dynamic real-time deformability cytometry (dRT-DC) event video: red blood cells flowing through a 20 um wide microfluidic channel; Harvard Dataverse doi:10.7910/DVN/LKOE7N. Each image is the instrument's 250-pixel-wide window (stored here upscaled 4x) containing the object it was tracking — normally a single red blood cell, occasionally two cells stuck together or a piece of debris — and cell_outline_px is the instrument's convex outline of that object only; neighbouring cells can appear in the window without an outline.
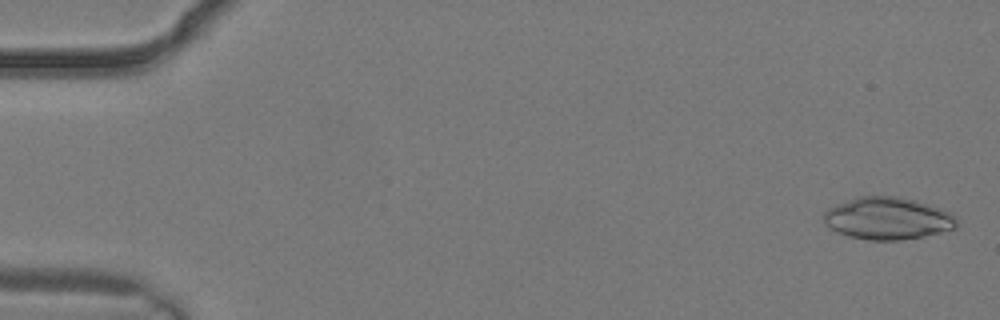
{"species": "common noctule bat (a hibernating species)", "species_latin": "Nyctalus noctula", "temperature_condition": "warm", "stored_images_in_passage": 4, "camera_frame_rate_fps": 3000, "um_per_image_px": 0.085, "animal": {"sex": "male", "body_mass_g": 19.2, "forearm_length_mm": 51.8}, "frame": {"image": 1, "passage_image": 1, "time_ms": 0.0, "image_size_px": [1000, 320], "cell_outline_px": [[956, 228], [924, 236], [900, 240], [868, 240], [848, 236], [836, 232], [828, 228], [824, 224], [824, 212], [828, 208], [836, 204], [860, 196], [896, 196], [916, 200], [952, 212], [956, 216]], "centroid_in_image_um": [75.44, 18.56], "position_along_channel_um": 9.6, "area_um2": 32.89}}